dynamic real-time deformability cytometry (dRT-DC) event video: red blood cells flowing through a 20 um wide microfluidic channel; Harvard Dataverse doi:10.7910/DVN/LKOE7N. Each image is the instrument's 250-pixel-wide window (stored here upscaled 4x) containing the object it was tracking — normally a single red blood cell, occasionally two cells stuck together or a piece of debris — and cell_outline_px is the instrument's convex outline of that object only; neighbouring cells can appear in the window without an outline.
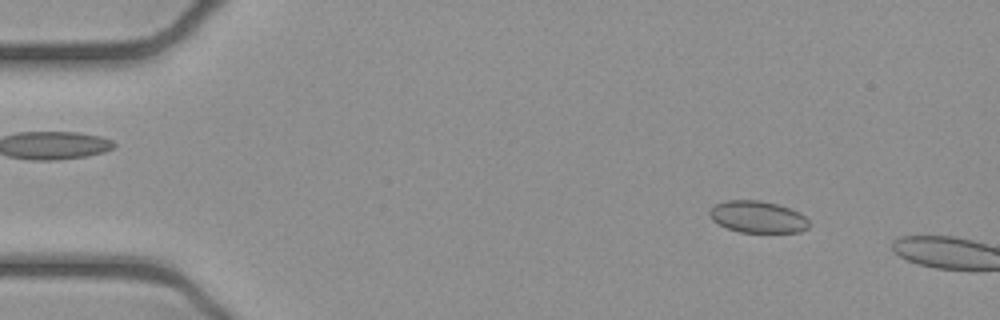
{"species": "common noctule bat (a hibernating species)", "species_latin": "Nyctalus noctula", "temperature_condition": "cold", "stored_images_in_passage": 13, "camera_frame_rate_fps": 3000, "um_per_image_px": 0.085, "animal": {"sex": "female", "body_mass_g": 21.9}, "frame": {"image": 1, "passage_image": 6, "time_ms": 1.667, "image_size_px": [1000, 320], "cell_outline_px": [[808, 228], [800, 232], [740, 232], [728, 228], [712, 220], [708, 216], [708, 212], [716, 204], [724, 200], [760, 200], [780, 204], [792, 208], [800, 212], [808, 220]], "centroid_in_image_um": [64.41, 18.42], "position_along_channel_um": 20.6, "area_um2": 18.61}}